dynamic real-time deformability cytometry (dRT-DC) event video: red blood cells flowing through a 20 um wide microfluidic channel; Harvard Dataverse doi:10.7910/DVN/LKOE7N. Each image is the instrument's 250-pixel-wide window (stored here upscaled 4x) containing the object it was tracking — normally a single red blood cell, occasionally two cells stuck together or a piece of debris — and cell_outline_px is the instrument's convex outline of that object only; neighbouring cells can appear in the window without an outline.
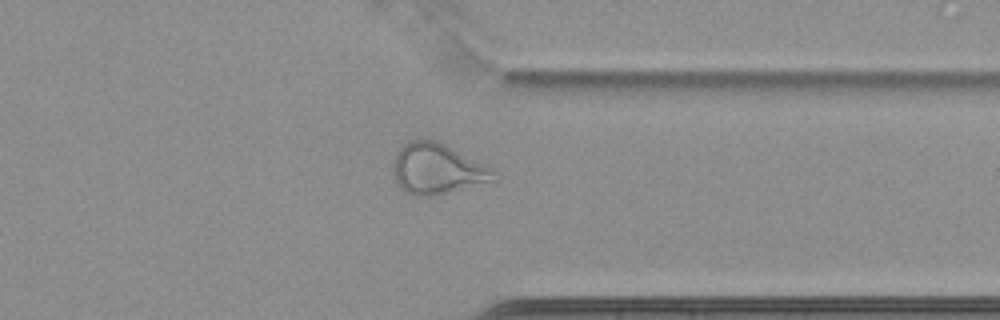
{"species": "common noctule bat (a hibernating species)", "species_latin": "Nyctalus noctula", "temperature_condition": "cold", "stored_images_in_passage": 61, "camera_frame_rate_fps": 3000, "um_per_image_px": 0.085, "animal": {"sex": "female", "body_mass_g": 22.7, "forearm_length_mm": 54.2}, "frame": {"image": 1, "passage_image": 49, "time_ms": 16.0, "image_size_px": [1000, 320], "cell_outline_px": [[496, 184], [432, 196], [412, 196], [404, 192], [400, 188], [392, 172], [392, 164], [396, 152], [408, 140], [436, 140], [444, 144], [496, 172]], "centroid_in_image_um": [37.18, 14.42], "position_along_channel_um": 374.2, "area_um2": 30.17}}
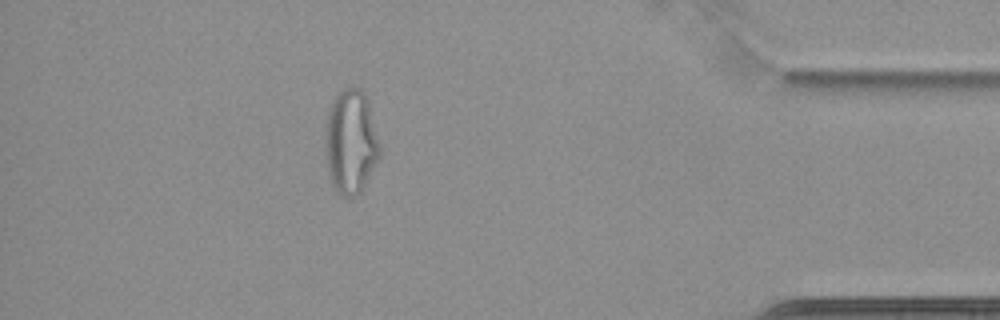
{"frame": {"image": 2, "passage_image": 55, "time_ms": 18.0, "image_size_px": [1000, 320], "cell_outline_px": [[380, 156], [360, 192], [356, 196], [348, 200], [340, 196], [336, 192], [332, 184], [328, 172], [324, 144], [324, 136], [328, 112], [332, 100], [344, 88], [352, 84], [360, 88], [364, 92], [368, 100], [380, 144]], "centroid_in_image_um": [29.8, 12.06], "position_along_channel_um": 405.4, "area_um2": 33.7}}